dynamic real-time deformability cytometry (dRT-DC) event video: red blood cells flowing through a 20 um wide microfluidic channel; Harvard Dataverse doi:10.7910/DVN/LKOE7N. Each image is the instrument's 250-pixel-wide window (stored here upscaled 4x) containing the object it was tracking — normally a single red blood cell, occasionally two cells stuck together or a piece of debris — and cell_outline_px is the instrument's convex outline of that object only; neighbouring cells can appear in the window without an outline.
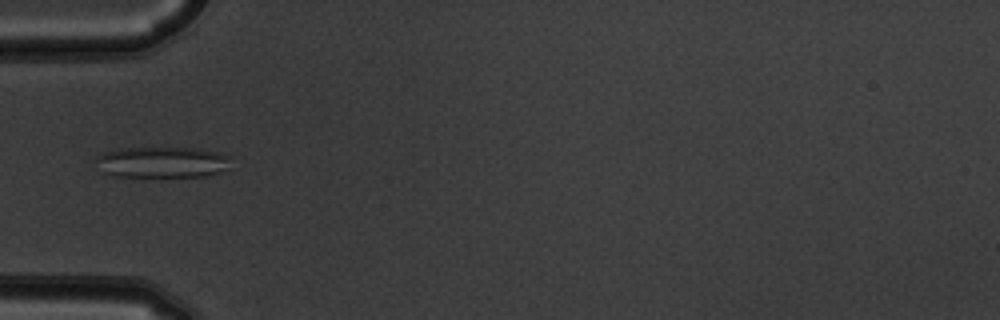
{"species": "common noctule bat (a hibernating species)", "species_latin": "Nyctalus noctula", "temperature_condition": "warm", "stored_images_in_passage": 7, "camera_frame_rate_fps": 3000, "um_per_image_px": 0.085, "animal": {"sex": "male", "body_mass_g": 19.5, "forearm_length_mm": 54.6}, "frame": {"image": 1, "passage_image": 6, "time_ms": 1.667, "image_size_px": [1000, 320], "cell_outline_px": [[232, 156], [228, 168], [204, 176], [112, 176], [100, 172], [96, 160], [96, 156], [104, 152], [120, 148], [200, 148], [220, 152]], "centroid_in_image_um": [13.77, 13.77], "position_along_channel_um": 71.2, "area_um2": 24.57}}
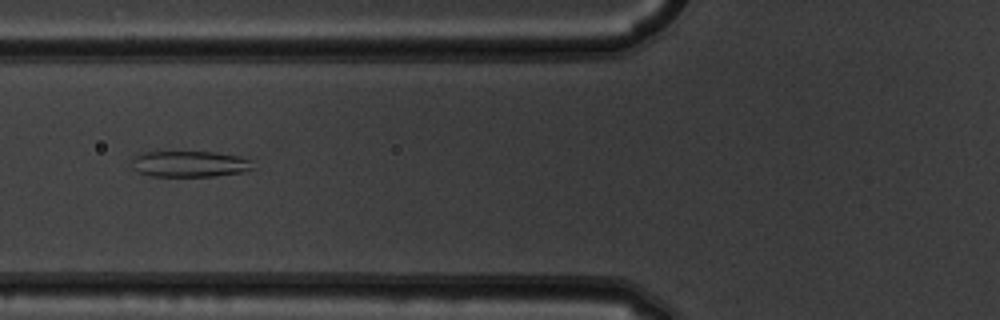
{"frame": {"image": 2, "passage_image": 7, "time_ms": 2.0, "image_size_px": [1000, 320], "cell_outline_px": [[256, 168], [240, 172], [212, 176], [152, 176], [140, 172], [132, 168], [132, 160], [140, 152], [216, 152], [240, 156], [252, 160]], "centroid_in_image_um": [16.16, 13.93], "position_along_channel_um": 109.6, "area_um2": 18.44}}